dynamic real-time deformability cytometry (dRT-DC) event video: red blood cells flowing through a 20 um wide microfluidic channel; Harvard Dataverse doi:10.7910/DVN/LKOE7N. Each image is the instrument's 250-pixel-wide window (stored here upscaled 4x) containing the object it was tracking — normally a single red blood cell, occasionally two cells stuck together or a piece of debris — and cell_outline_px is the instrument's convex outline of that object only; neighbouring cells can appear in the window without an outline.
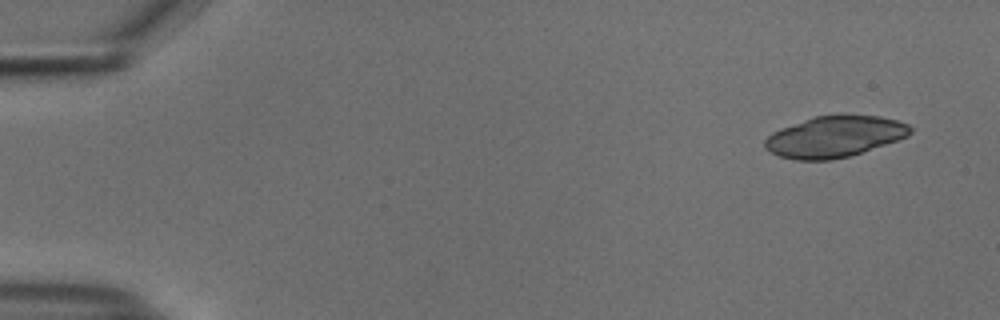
{"species": "common noctule bat (a hibernating species)", "species_latin": "Nyctalus noctula", "temperature_condition": "cold", "stored_images_in_passage": 21, "camera_frame_rate_fps": 3000, "um_per_image_px": 0.085, "animal": {"sex": "male", "body_mass_g": 18.8}, "frame": {"image": 1, "passage_image": 1, "time_ms": 0.0, "image_size_px": [1000, 320], "cell_outline_px": [[912, 132], [908, 136], [848, 156], [832, 160], [796, 160], [780, 156], [764, 148], [764, 140], [772, 132], [780, 128], [816, 116], [880, 116], [896, 120], [908, 124], [912, 128]], "centroid_in_image_um": [70.91, 11.62], "position_along_channel_um": 14.1, "area_um2": 34.28}}